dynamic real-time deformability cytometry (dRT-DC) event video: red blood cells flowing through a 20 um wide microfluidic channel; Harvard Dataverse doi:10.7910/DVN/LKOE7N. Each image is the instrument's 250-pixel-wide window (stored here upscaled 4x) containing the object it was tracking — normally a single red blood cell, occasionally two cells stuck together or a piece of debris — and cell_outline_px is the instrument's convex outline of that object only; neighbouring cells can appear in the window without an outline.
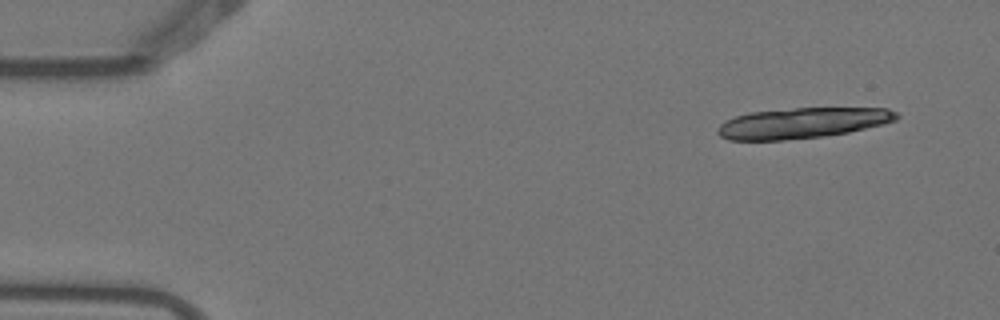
{"species": "Egyptian fruit bat (a non-hibernating species)", "species_latin": "Rousettus aegyptiacus", "temperature_condition": "warm", "stored_images_in_passage": 6, "camera_frame_rate_fps": 3000, "um_per_image_px": 0.085, "animal": {"sex": "female"}, "frame": {"image": 1, "passage_image": 1, "time_ms": 0.0, "image_size_px": [1000, 320], "cell_outline_px": [[900, 116], [896, 120], [884, 124], [848, 132], [824, 136], [784, 140], [728, 140], [720, 136], [716, 132], [716, 128], [724, 120], [748, 112], [792, 108], [888, 108], [896, 112]], "centroid_in_image_um": [68.17, 10.45], "position_along_channel_um": 16.8, "area_um2": 32.08}}
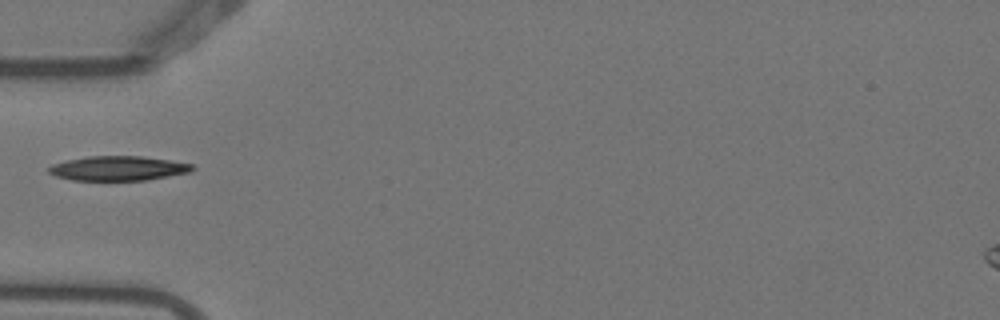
{"frame": {"image": 2, "passage_image": 5, "time_ms": 1.333, "image_size_px": [1000, 320], "cell_outline_px": [[196, 168], [192, 172], [144, 180], [72, 180], [56, 176], [48, 172], [48, 168], [52, 164], [68, 160], [88, 156], [140, 156], [168, 160], [192, 164]], "centroid_in_image_um": [10.05, 14.31], "position_along_channel_um": 74.9, "area_um2": 20.4}}
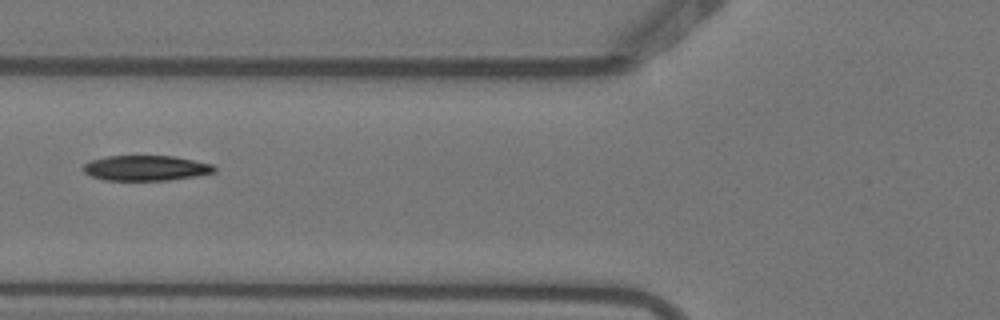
{"frame": {"image": 3, "passage_image": 6, "time_ms": 1.667, "image_size_px": [1000, 320], "cell_outline_px": [[216, 172], [196, 176], [168, 180], [104, 180], [92, 176], [84, 172], [80, 168], [84, 164], [92, 160], [108, 156], [176, 156], [212, 164], [216, 168]], "centroid_in_image_um": [12.41, 14.28], "position_along_channel_um": 113.4, "area_um2": 19.31}}